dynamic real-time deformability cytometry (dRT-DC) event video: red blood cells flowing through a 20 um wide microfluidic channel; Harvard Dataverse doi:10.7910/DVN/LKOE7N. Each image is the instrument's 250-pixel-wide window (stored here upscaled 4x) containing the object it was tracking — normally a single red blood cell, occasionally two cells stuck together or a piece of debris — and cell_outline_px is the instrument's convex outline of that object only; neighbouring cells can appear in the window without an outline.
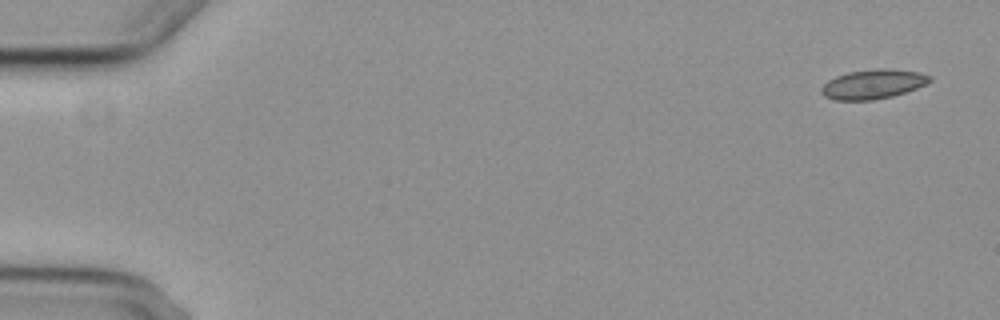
{"species": "common noctule bat (a hibernating species)", "species_latin": "Nyctalus noctula", "temperature_condition": "cold", "stored_images_in_passage": 5, "camera_frame_rate_fps": 3000, "um_per_image_px": 0.085, "animal": {"sex": "female", "body_mass_g": 29.2, "forearm_length_mm": 56.3}, "frame": {"image": 1, "passage_image": 1, "time_ms": 0.0, "image_size_px": [1000, 320], "cell_outline_px": [[932, 80], [916, 88], [892, 96], [872, 100], [832, 100], [824, 96], [820, 92], [820, 88], [828, 80], [836, 76], [848, 72], [876, 68], [888, 68], [920, 72], [932, 76]], "centroid_in_image_um": [74.18, 7.14], "position_along_channel_um": 10.8, "area_um2": 18.67}}